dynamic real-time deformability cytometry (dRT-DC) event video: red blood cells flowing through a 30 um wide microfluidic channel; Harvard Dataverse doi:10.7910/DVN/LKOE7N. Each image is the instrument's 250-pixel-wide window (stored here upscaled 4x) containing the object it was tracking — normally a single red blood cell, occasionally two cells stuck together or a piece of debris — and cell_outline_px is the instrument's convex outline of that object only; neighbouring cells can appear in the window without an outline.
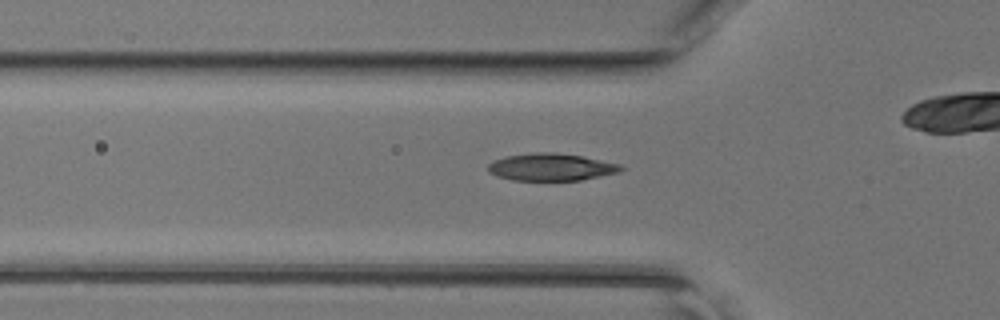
{"species": "common noctule bat (a hibernating species)", "species_latin": "Nyctalus noctula", "temperature_condition": "room temperature", "stored_images_in_passage": 36, "camera_frame_rate_fps": 3000, "um_per_image_px": 0.085, "animal": {"sex": "female", "body_mass_g": 17.0, "forearm_length_mm": 48.0}, "frame": {"image": 1, "passage_image": 15, "time_ms": 4.667, "image_size_px": [1000, 320], "cell_outline_px": [[624, 168], [620, 172], [580, 180], [512, 180], [496, 176], [488, 172], [488, 164], [492, 160], [504, 156], [536, 152], [556, 152], [580, 156], [620, 164]], "centroid_in_image_um": [46.8, 14.2], "position_along_channel_um": 79.0, "area_um2": 21.15}}
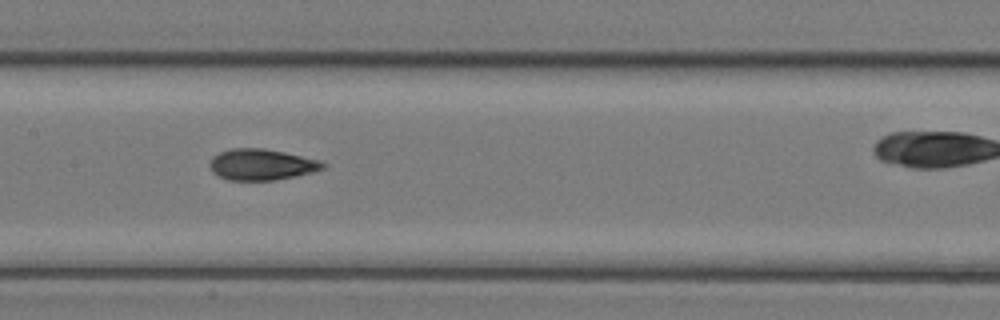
{"frame": {"image": 2, "passage_image": 22, "time_ms": 7.0, "image_size_px": [1000, 320], "cell_outline_px": [[328, 164], [324, 168], [312, 172], [296, 176], [276, 180], [228, 180], [216, 176], [212, 172], [208, 164], [212, 156], [220, 152], [232, 148], [264, 148], [284, 152], [316, 160]], "centroid_in_image_um": [22.17, 13.99], "position_along_channel_um": 185.2, "area_um2": 20.58}}
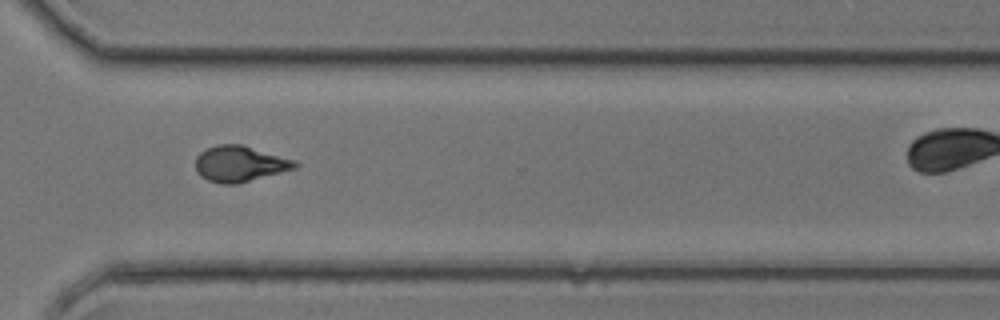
{"frame": {"image": 3, "passage_image": 33, "time_ms": 10.667, "image_size_px": [1000, 320], "cell_outline_px": [[300, 164], [296, 168], [236, 184], [220, 184], [208, 180], [200, 176], [196, 172], [196, 156], [200, 152], [216, 144], [240, 144], [296, 160]], "centroid_in_image_um": [20.37, 13.92], "position_along_channel_um": 350.2, "area_um2": 20.75}}